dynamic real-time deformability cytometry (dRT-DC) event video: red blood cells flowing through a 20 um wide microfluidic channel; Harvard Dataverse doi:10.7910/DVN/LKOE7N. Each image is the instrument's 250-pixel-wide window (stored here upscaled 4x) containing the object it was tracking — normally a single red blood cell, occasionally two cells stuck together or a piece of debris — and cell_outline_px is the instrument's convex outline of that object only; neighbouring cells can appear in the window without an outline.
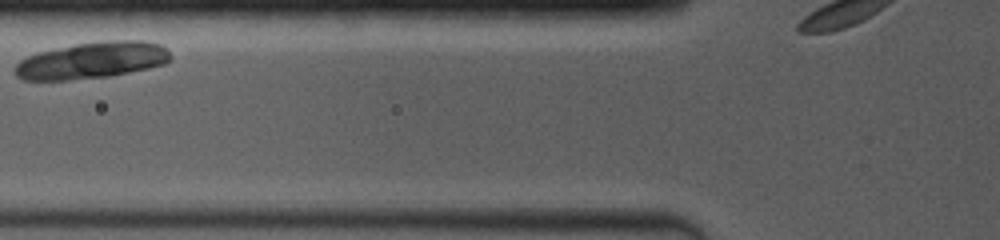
{"species": "common noctule bat (a hibernating species)", "species_latin": "Nyctalus noctula", "temperature_condition": "room temperature", "stored_images_in_passage": 6, "camera_frame_rate_fps": 4000, "um_per_image_px": 0.085, "animal": {"sex": "female", "body_mass_g": 19.0, "forearm_length_mm": 53.3}, "frame": {"image": 1, "passage_image": 3, "time_ms": 1.5, "image_size_px": [1000, 240], "cell_outline_px": [[172, 56], [164, 64], [148, 68], [108, 76], [68, 80], [24, 80], [16, 76], [12, 72], [12, 68], [20, 60], [28, 56], [40, 52], [56, 48], [76, 44], [100, 40], [144, 40], [160, 44]], "centroid_in_image_um": [7.78, 5.12], "position_along_channel_um": 118.0, "area_um2": 33.18}}